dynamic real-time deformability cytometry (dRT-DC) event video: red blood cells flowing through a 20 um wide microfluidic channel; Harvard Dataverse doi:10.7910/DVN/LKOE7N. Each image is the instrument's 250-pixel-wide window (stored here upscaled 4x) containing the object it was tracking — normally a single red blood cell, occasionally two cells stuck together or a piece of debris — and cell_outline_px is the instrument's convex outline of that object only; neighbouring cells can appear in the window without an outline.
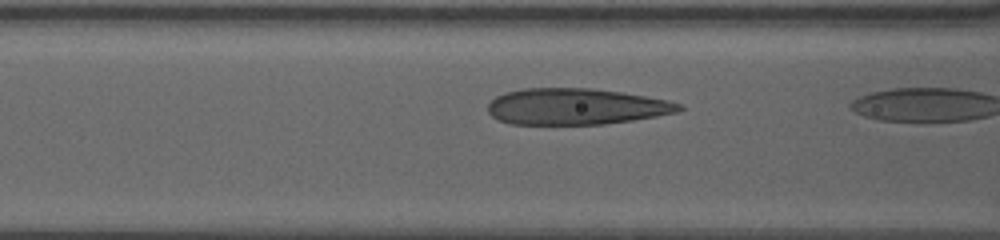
{"species": "human", "species_latin": "Homo sapiens", "temperature_condition": "warm", "stored_images_in_passage": 10, "camera_frame_rate_fps": 3000, "um_per_image_px": 0.085, "donor": {"sex": "female"}, "frame": {"image": 1, "passage_image": 9, "time_ms": 2.667, "image_size_px": [1000, 240], "cell_outline_px": [[684, 108], [676, 112], [656, 116], [632, 120], [604, 124], [508, 124], [492, 116], [488, 112], [488, 104], [496, 96], [504, 92], [524, 88], [592, 88], [620, 92], [668, 100], [684, 104]], "centroid_in_image_um": [48.94, 9.05], "position_along_channel_um": 117.7, "area_um2": 40.4}}